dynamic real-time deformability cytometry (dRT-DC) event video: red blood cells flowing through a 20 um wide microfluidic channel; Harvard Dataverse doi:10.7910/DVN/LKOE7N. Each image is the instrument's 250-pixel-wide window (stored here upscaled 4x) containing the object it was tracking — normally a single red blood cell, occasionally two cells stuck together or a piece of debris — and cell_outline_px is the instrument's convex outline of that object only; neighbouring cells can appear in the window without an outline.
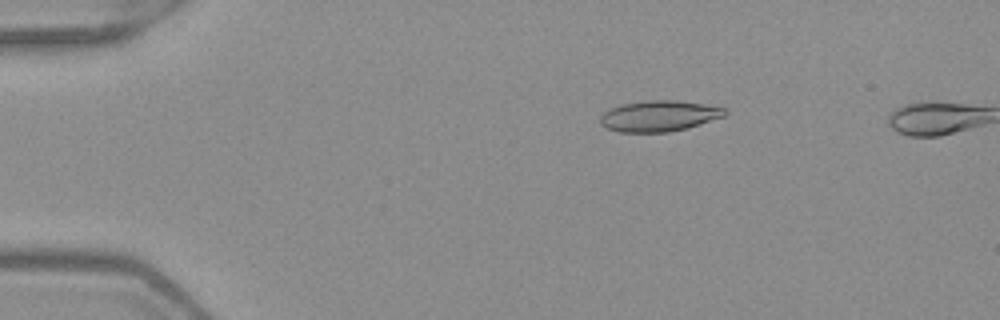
{"species": "Egyptian fruit bat (a non-hibernating species)", "species_latin": "Rousettus aegyptiacus", "temperature_condition": "warm", "stored_images_in_passage": 11, "camera_frame_rate_fps": 3000, "um_per_image_px": 0.085, "frame": {"image": 1, "passage_image": 10, "time_ms": 3.0, "image_size_px": [1000, 320], "cell_outline_px": [[728, 112], [724, 116], [688, 128], [668, 132], [620, 132], [608, 128], [600, 124], [600, 116], [604, 112], [620, 104], [652, 100], [676, 100], [704, 104], [728, 108]], "centroid_in_image_um": [56.05, 9.85], "position_along_channel_um": 29.0, "area_um2": 22.43}}